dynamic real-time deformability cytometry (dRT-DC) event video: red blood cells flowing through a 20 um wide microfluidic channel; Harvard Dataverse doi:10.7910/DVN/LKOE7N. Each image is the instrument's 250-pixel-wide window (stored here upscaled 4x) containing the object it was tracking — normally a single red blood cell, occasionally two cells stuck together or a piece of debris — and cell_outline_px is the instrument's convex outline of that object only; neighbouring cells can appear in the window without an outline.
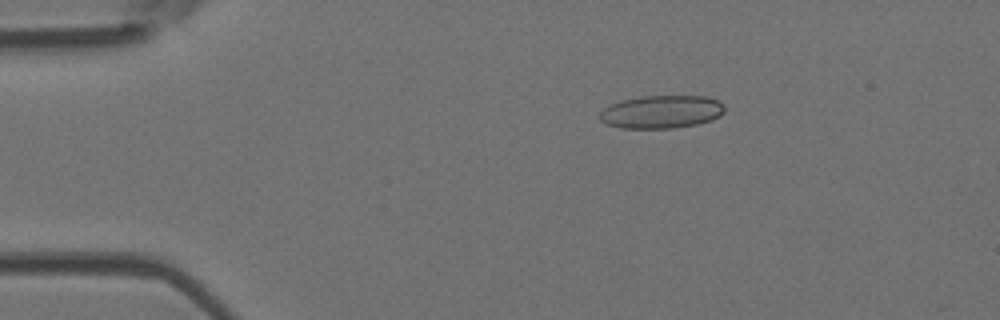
{"species": "Egyptian fruit bat (a non-hibernating species)", "species_latin": "Rousettus aegyptiacus", "temperature_condition": "room temperature", "stored_images_in_passage": 11, "camera_frame_rate_fps": 3000, "um_per_image_px": 0.085, "animal": {"sex": "female"}, "frame": {"image": 1, "passage_image": 2, "time_ms": 0.333, "image_size_px": [1000, 320], "cell_outline_px": [[724, 112], [720, 116], [712, 120], [696, 124], [672, 128], [620, 128], [608, 124], [600, 120], [600, 112], [604, 108], [620, 100], [640, 96], [708, 96], [724, 104]], "centroid_in_image_um": [56.24, 9.5], "position_along_channel_um": 28.8, "area_um2": 24.04}}
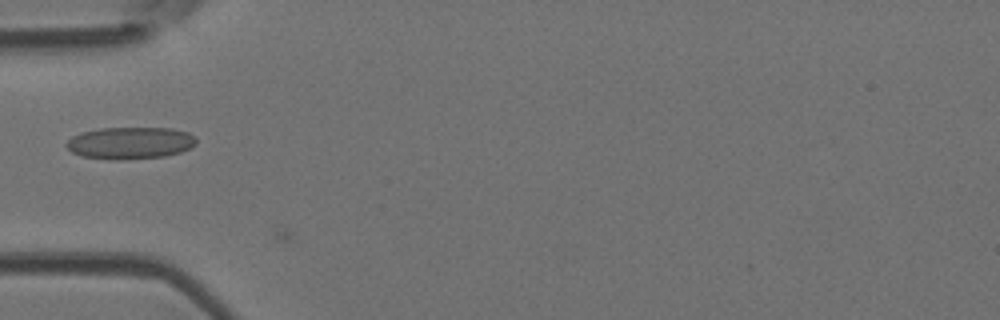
{"frame": {"image": 2, "passage_image": 10, "time_ms": 3.0, "image_size_px": [1000, 320], "cell_outline_px": [[196, 144], [180, 152], [164, 156], [120, 160], [112, 160], [80, 156], [72, 152], [64, 144], [72, 136], [80, 132], [100, 128], [172, 128], [188, 132], [196, 140]], "centroid_in_image_um": [11.02, 12.15], "position_along_channel_um": 74.0, "area_um2": 24.28}}